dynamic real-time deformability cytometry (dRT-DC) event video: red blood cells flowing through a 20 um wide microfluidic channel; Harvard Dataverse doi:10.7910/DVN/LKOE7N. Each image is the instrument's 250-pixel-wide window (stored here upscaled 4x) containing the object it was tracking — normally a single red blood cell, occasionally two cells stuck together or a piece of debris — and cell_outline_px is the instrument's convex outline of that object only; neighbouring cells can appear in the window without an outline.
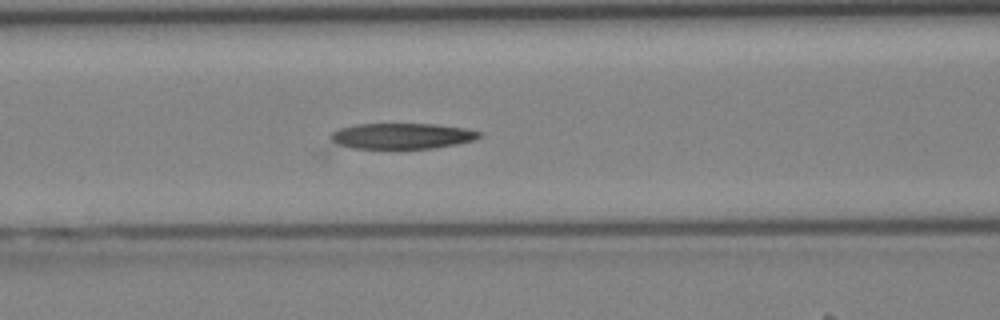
{"species": "Egyptian fruit bat (a non-hibernating species)", "species_latin": "Rousettus aegyptiacus", "temperature_condition": "cold", "stored_images_in_passage": 44, "camera_frame_rate_fps": 3000, "um_per_image_px": 0.085, "animal": {"sex": "female"}, "frame": {"image": 1, "passage_image": 18, "time_ms": 5.667, "image_size_px": [1000, 320], "cell_outline_px": [[480, 136], [472, 140], [456, 144], [432, 148], [332, 148], [328, 136], [332, 132], [340, 128], [356, 124], [436, 124], [464, 128], [480, 132]], "centroid_in_image_um": [33.98, 11.57], "position_along_channel_um": 132.6, "area_um2": 22.6}}
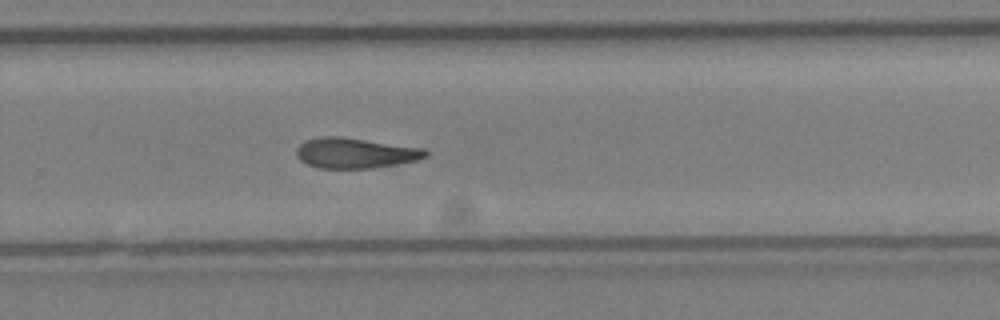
{"frame": {"image": 2, "passage_image": 28, "time_ms": 9.0, "image_size_px": [1000, 320], "cell_outline_px": [[428, 156], [416, 160], [400, 164], [372, 168], [320, 168], [308, 164], [300, 160], [296, 156], [296, 148], [304, 140], [320, 136], [340, 136], [428, 148]], "centroid_in_image_um": [30.23, 12.99], "position_along_channel_um": 299.6, "area_um2": 23.24}}
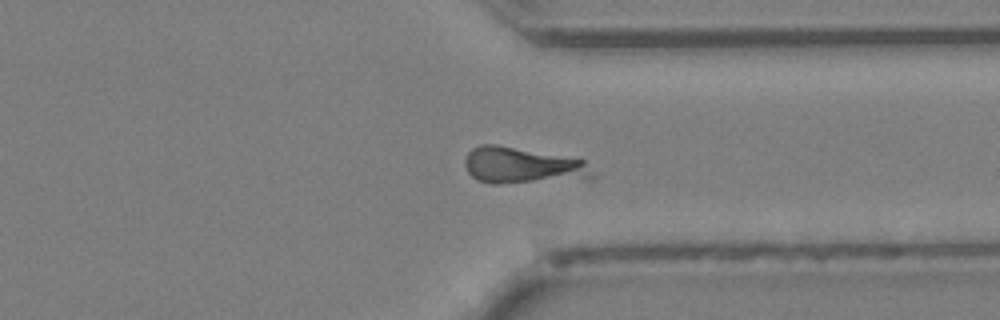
{"frame": {"image": 3, "passage_image": 32, "time_ms": 10.333, "image_size_px": [1000, 320], "cell_outline_px": [[596, 180], [500, 184], [492, 184], [476, 180], [468, 172], [464, 164], [464, 160], [468, 152], [472, 148], [480, 144], [496, 144], [584, 160], [596, 176]], "centroid_in_image_um": [44.46, 14.12], "position_along_channel_um": 366.9, "area_um2": 27.8}}